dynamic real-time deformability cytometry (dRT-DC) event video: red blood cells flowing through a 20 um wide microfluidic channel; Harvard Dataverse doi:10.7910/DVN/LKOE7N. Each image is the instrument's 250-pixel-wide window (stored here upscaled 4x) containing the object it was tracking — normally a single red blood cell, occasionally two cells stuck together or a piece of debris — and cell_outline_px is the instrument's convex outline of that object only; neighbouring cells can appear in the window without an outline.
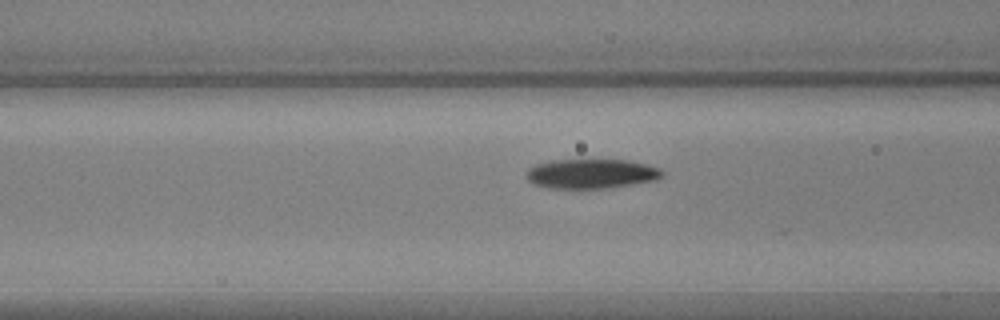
{"species": "common noctule bat (a hibernating species)", "species_latin": "Nyctalus noctula", "temperature_condition": "warm", "stored_images_in_passage": 5, "camera_frame_rate_fps": 3000, "um_per_image_px": 0.085, "animal": {"sex": "male", "body_mass_g": 17.9, "forearm_length_mm": 54.2}, "frame": {"image": 1, "passage_image": 3, "time_ms": 0.667, "image_size_px": [1000, 320], "cell_outline_px": [[664, 176], [656, 180], [608, 188], [548, 188], [532, 184], [524, 176], [528, 168], [536, 164], [552, 160], [628, 160], [660, 168], [664, 172]], "centroid_in_image_um": [50.23, 14.77], "position_along_channel_um": 116.4, "area_um2": 23.52}}